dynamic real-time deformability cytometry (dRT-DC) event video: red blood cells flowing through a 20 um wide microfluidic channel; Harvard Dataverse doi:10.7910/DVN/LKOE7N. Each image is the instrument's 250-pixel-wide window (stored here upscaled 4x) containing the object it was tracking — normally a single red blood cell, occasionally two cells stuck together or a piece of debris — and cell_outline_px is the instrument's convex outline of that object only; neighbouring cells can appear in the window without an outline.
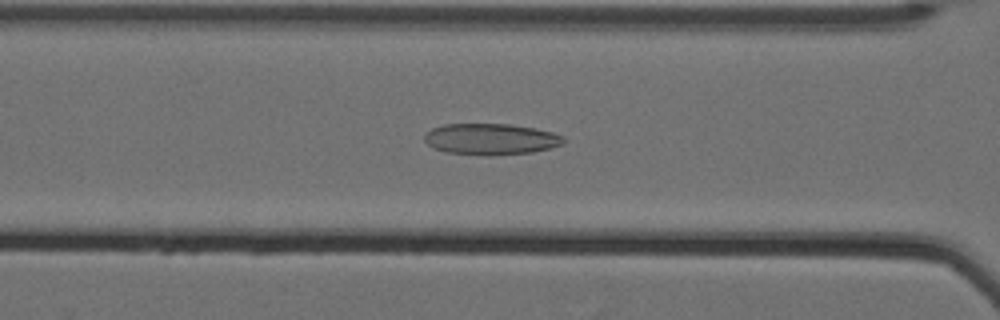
{"species": "Egyptian fruit bat (a non-hibernating species)", "species_latin": "Rousettus aegyptiacus", "temperature_condition": "cold", "stored_images_in_passage": 44, "camera_frame_rate_fps": 3000, "um_per_image_px": 0.085, "animal": {"sex": "female"}, "frame": {"image": 1, "passage_image": 12, "time_ms": 3.667, "image_size_px": [1000, 320], "cell_outline_px": [[564, 144], [532, 152], [488, 156], [444, 152], [432, 148], [424, 140], [424, 136], [432, 128], [444, 124], [508, 124], [536, 128], [552, 132], [564, 136]], "centroid_in_image_um": [41.71, 11.83], "position_along_channel_um": 124.9, "area_um2": 25.43}}
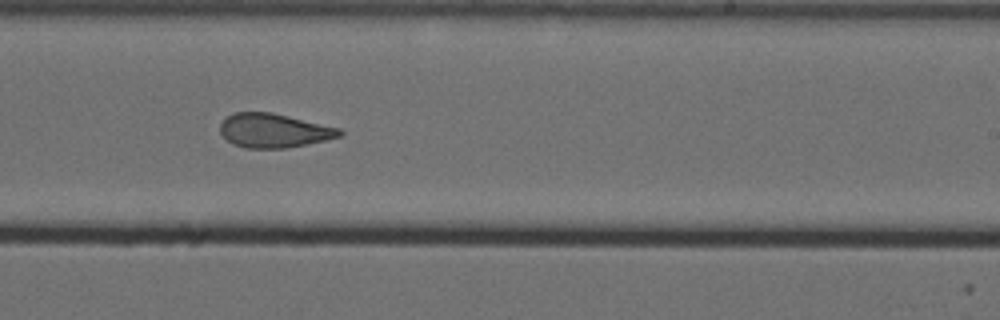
{"frame": {"image": 2, "passage_image": 24, "time_ms": 7.667, "image_size_px": [1000, 320], "cell_outline_px": [[344, 132], [340, 136], [324, 140], [284, 148], [244, 148], [232, 144], [220, 132], [220, 124], [228, 116], [236, 112], [272, 112], [340, 128]], "centroid_in_image_um": [23.26, 11.09], "position_along_channel_um": 265.7, "area_um2": 23.47}}
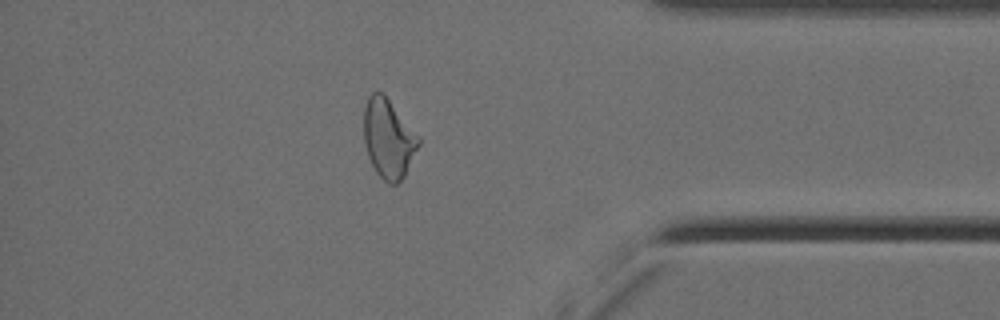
{"frame": {"image": 3, "passage_image": 37, "time_ms": 12.0, "image_size_px": [1000, 320], "cell_outline_px": [[420, 144], [404, 176], [396, 184], [388, 184], [376, 172], [368, 156], [364, 144], [364, 108], [368, 96], [372, 92], [380, 92], [388, 100], [420, 136]], "centroid_in_image_um": [33.01, 11.8], "position_along_channel_um": 402.2, "area_um2": 24.97}, "authors_computed_cell_mechanics": {"area_um2": 24.9118, "velocity_mm_per_s": 3.5153, "shape_relaxation_time_tau1_ms": null, "shape_relaxation_time_tau2_ms": 2.768, "deformation_change_tau1": null, "deformation_change_tau2": 0.1094}}